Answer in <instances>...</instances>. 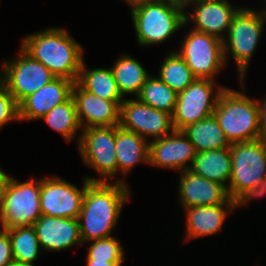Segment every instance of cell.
I'll return each instance as SVG.
<instances>
[{
    "mask_svg": "<svg viewBox=\"0 0 266 266\" xmlns=\"http://www.w3.org/2000/svg\"><path fill=\"white\" fill-rule=\"evenodd\" d=\"M127 183L125 178H121L114 182H90L87 185L77 218L83 244L113 236L111 234L121 211L131 200L132 192Z\"/></svg>",
    "mask_w": 266,
    "mask_h": 266,
    "instance_id": "obj_1",
    "label": "cell"
},
{
    "mask_svg": "<svg viewBox=\"0 0 266 266\" xmlns=\"http://www.w3.org/2000/svg\"><path fill=\"white\" fill-rule=\"evenodd\" d=\"M20 47L56 77L77 82L84 49L66 29L47 27L22 38Z\"/></svg>",
    "mask_w": 266,
    "mask_h": 266,
    "instance_id": "obj_2",
    "label": "cell"
},
{
    "mask_svg": "<svg viewBox=\"0 0 266 266\" xmlns=\"http://www.w3.org/2000/svg\"><path fill=\"white\" fill-rule=\"evenodd\" d=\"M245 80H239L240 90L226 87L213 112L230 144L261 138L256 97L245 92Z\"/></svg>",
    "mask_w": 266,
    "mask_h": 266,
    "instance_id": "obj_3",
    "label": "cell"
},
{
    "mask_svg": "<svg viewBox=\"0 0 266 266\" xmlns=\"http://www.w3.org/2000/svg\"><path fill=\"white\" fill-rule=\"evenodd\" d=\"M131 12L137 44L148 47L169 40L184 27V5L171 0H148Z\"/></svg>",
    "mask_w": 266,
    "mask_h": 266,
    "instance_id": "obj_4",
    "label": "cell"
},
{
    "mask_svg": "<svg viewBox=\"0 0 266 266\" xmlns=\"http://www.w3.org/2000/svg\"><path fill=\"white\" fill-rule=\"evenodd\" d=\"M266 22L260 10L241 7L233 17L223 40L224 59L227 66L230 54L236 65L238 80L246 77L247 69L257 49Z\"/></svg>",
    "mask_w": 266,
    "mask_h": 266,
    "instance_id": "obj_5",
    "label": "cell"
},
{
    "mask_svg": "<svg viewBox=\"0 0 266 266\" xmlns=\"http://www.w3.org/2000/svg\"><path fill=\"white\" fill-rule=\"evenodd\" d=\"M41 178L21 182L11 175L0 199V227L8 229L34 225L40 210Z\"/></svg>",
    "mask_w": 266,
    "mask_h": 266,
    "instance_id": "obj_6",
    "label": "cell"
},
{
    "mask_svg": "<svg viewBox=\"0 0 266 266\" xmlns=\"http://www.w3.org/2000/svg\"><path fill=\"white\" fill-rule=\"evenodd\" d=\"M232 174L227 192L234 200L242 191L264 183L266 178V139L230 145Z\"/></svg>",
    "mask_w": 266,
    "mask_h": 266,
    "instance_id": "obj_7",
    "label": "cell"
},
{
    "mask_svg": "<svg viewBox=\"0 0 266 266\" xmlns=\"http://www.w3.org/2000/svg\"><path fill=\"white\" fill-rule=\"evenodd\" d=\"M77 146L83 163L100 176L99 179L88 176L86 177L87 180L90 182H111L116 178L115 126L82 129Z\"/></svg>",
    "mask_w": 266,
    "mask_h": 266,
    "instance_id": "obj_8",
    "label": "cell"
},
{
    "mask_svg": "<svg viewBox=\"0 0 266 266\" xmlns=\"http://www.w3.org/2000/svg\"><path fill=\"white\" fill-rule=\"evenodd\" d=\"M176 52L186 62L196 79L217 81L216 76L226 67L223 41L192 28Z\"/></svg>",
    "mask_w": 266,
    "mask_h": 266,
    "instance_id": "obj_9",
    "label": "cell"
},
{
    "mask_svg": "<svg viewBox=\"0 0 266 266\" xmlns=\"http://www.w3.org/2000/svg\"><path fill=\"white\" fill-rule=\"evenodd\" d=\"M217 81L195 79L184 91L178 93L172 114L175 130H183L213 114L221 92L226 88Z\"/></svg>",
    "mask_w": 266,
    "mask_h": 266,
    "instance_id": "obj_10",
    "label": "cell"
},
{
    "mask_svg": "<svg viewBox=\"0 0 266 266\" xmlns=\"http://www.w3.org/2000/svg\"><path fill=\"white\" fill-rule=\"evenodd\" d=\"M4 83L19 105L26 97L51 82L56 76L21 47L18 56L3 61Z\"/></svg>",
    "mask_w": 266,
    "mask_h": 266,
    "instance_id": "obj_11",
    "label": "cell"
},
{
    "mask_svg": "<svg viewBox=\"0 0 266 266\" xmlns=\"http://www.w3.org/2000/svg\"><path fill=\"white\" fill-rule=\"evenodd\" d=\"M89 183L90 181L85 177L83 187L79 188L55 175L41 177L40 210L42 215L77 219Z\"/></svg>",
    "mask_w": 266,
    "mask_h": 266,
    "instance_id": "obj_12",
    "label": "cell"
},
{
    "mask_svg": "<svg viewBox=\"0 0 266 266\" xmlns=\"http://www.w3.org/2000/svg\"><path fill=\"white\" fill-rule=\"evenodd\" d=\"M119 126L146 140L163 138L175 130L172 114L144 104L136 97L124 99L121 103Z\"/></svg>",
    "mask_w": 266,
    "mask_h": 266,
    "instance_id": "obj_13",
    "label": "cell"
},
{
    "mask_svg": "<svg viewBox=\"0 0 266 266\" xmlns=\"http://www.w3.org/2000/svg\"><path fill=\"white\" fill-rule=\"evenodd\" d=\"M240 8L232 6L228 0H191L184 5V26L194 24L192 29L223 41L233 17ZM188 9H192V13H189Z\"/></svg>",
    "mask_w": 266,
    "mask_h": 266,
    "instance_id": "obj_14",
    "label": "cell"
},
{
    "mask_svg": "<svg viewBox=\"0 0 266 266\" xmlns=\"http://www.w3.org/2000/svg\"><path fill=\"white\" fill-rule=\"evenodd\" d=\"M196 154L194 145L182 130H174L163 138L149 141V164L153 167L177 172L189 170Z\"/></svg>",
    "mask_w": 266,
    "mask_h": 266,
    "instance_id": "obj_15",
    "label": "cell"
},
{
    "mask_svg": "<svg viewBox=\"0 0 266 266\" xmlns=\"http://www.w3.org/2000/svg\"><path fill=\"white\" fill-rule=\"evenodd\" d=\"M71 97L82 129L87 127L115 126L120 121V105L123 101H109L73 84Z\"/></svg>",
    "mask_w": 266,
    "mask_h": 266,
    "instance_id": "obj_16",
    "label": "cell"
},
{
    "mask_svg": "<svg viewBox=\"0 0 266 266\" xmlns=\"http://www.w3.org/2000/svg\"><path fill=\"white\" fill-rule=\"evenodd\" d=\"M179 200L182 208L234 204L227 188L215 181L193 174L189 170L179 172Z\"/></svg>",
    "mask_w": 266,
    "mask_h": 266,
    "instance_id": "obj_17",
    "label": "cell"
},
{
    "mask_svg": "<svg viewBox=\"0 0 266 266\" xmlns=\"http://www.w3.org/2000/svg\"><path fill=\"white\" fill-rule=\"evenodd\" d=\"M33 226L43 252L66 251L82 245L78 219L41 215Z\"/></svg>",
    "mask_w": 266,
    "mask_h": 266,
    "instance_id": "obj_18",
    "label": "cell"
},
{
    "mask_svg": "<svg viewBox=\"0 0 266 266\" xmlns=\"http://www.w3.org/2000/svg\"><path fill=\"white\" fill-rule=\"evenodd\" d=\"M74 82L56 77L33 94L26 97L19 106V121L39 120L55 106L71 97Z\"/></svg>",
    "mask_w": 266,
    "mask_h": 266,
    "instance_id": "obj_19",
    "label": "cell"
},
{
    "mask_svg": "<svg viewBox=\"0 0 266 266\" xmlns=\"http://www.w3.org/2000/svg\"><path fill=\"white\" fill-rule=\"evenodd\" d=\"M185 242L204 236L216 235L224 226L225 220L235 210L234 204H216L184 208Z\"/></svg>",
    "mask_w": 266,
    "mask_h": 266,
    "instance_id": "obj_20",
    "label": "cell"
},
{
    "mask_svg": "<svg viewBox=\"0 0 266 266\" xmlns=\"http://www.w3.org/2000/svg\"><path fill=\"white\" fill-rule=\"evenodd\" d=\"M115 155L117 175L126 177L139 163L149 165V139L115 125Z\"/></svg>",
    "mask_w": 266,
    "mask_h": 266,
    "instance_id": "obj_21",
    "label": "cell"
},
{
    "mask_svg": "<svg viewBox=\"0 0 266 266\" xmlns=\"http://www.w3.org/2000/svg\"><path fill=\"white\" fill-rule=\"evenodd\" d=\"M189 171L228 188L232 174L230 147L197 153Z\"/></svg>",
    "mask_w": 266,
    "mask_h": 266,
    "instance_id": "obj_22",
    "label": "cell"
},
{
    "mask_svg": "<svg viewBox=\"0 0 266 266\" xmlns=\"http://www.w3.org/2000/svg\"><path fill=\"white\" fill-rule=\"evenodd\" d=\"M182 131L194 145L197 153L227 148L231 145L214 114L188 125Z\"/></svg>",
    "mask_w": 266,
    "mask_h": 266,
    "instance_id": "obj_23",
    "label": "cell"
},
{
    "mask_svg": "<svg viewBox=\"0 0 266 266\" xmlns=\"http://www.w3.org/2000/svg\"><path fill=\"white\" fill-rule=\"evenodd\" d=\"M119 56L110 67L118 89L123 98L125 95L132 94L137 97L150 74L138 60L128 53Z\"/></svg>",
    "mask_w": 266,
    "mask_h": 266,
    "instance_id": "obj_24",
    "label": "cell"
},
{
    "mask_svg": "<svg viewBox=\"0 0 266 266\" xmlns=\"http://www.w3.org/2000/svg\"><path fill=\"white\" fill-rule=\"evenodd\" d=\"M77 83L104 100L123 101L110 67L88 69L83 59Z\"/></svg>",
    "mask_w": 266,
    "mask_h": 266,
    "instance_id": "obj_25",
    "label": "cell"
},
{
    "mask_svg": "<svg viewBox=\"0 0 266 266\" xmlns=\"http://www.w3.org/2000/svg\"><path fill=\"white\" fill-rule=\"evenodd\" d=\"M40 119H43L52 130L59 133L68 142L77 137V144H79L82 128L78 121L75 102L72 97L55 106Z\"/></svg>",
    "mask_w": 266,
    "mask_h": 266,
    "instance_id": "obj_26",
    "label": "cell"
},
{
    "mask_svg": "<svg viewBox=\"0 0 266 266\" xmlns=\"http://www.w3.org/2000/svg\"><path fill=\"white\" fill-rule=\"evenodd\" d=\"M4 230L11 240L14 262L35 266V260L43 251L34 226H18Z\"/></svg>",
    "mask_w": 266,
    "mask_h": 266,
    "instance_id": "obj_27",
    "label": "cell"
},
{
    "mask_svg": "<svg viewBox=\"0 0 266 266\" xmlns=\"http://www.w3.org/2000/svg\"><path fill=\"white\" fill-rule=\"evenodd\" d=\"M168 53L159 67L158 78L178 94L196 78L177 52L173 50Z\"/></svg>",
    "mask_w": 266,
    "mask_h": 266,
    "instance_id": "obj_28",
    "label": "cell"
},
{
    "mask_svg": "<svg viewBox=\"0 0 266 266\" xmlns=\"http://www.w3.org/2000/svg\"><path fill=\"white\" fill-rule=\"evenodd\" d=\"M178 94L158 77L149 76L136 97L157 110L173 114Z\"/></svg>",
    "mask_w": 266,
    "mask_h": 266,
    "instance_id": "obj_29",
    "label": "cell"
},
{
    "mask_svg": "<svg viewBox=\"0 0 266 266\" xmlns=\"http://www.w3.org/2000/svg\"><path fill=\"white\" fill-rule=\"evenodd\" d=\"M86 259H95L101 262H124L125 251L115 236L90 241L87 247Z\"/></svg>",
    "mask_w": 266,
    "mask_h": 266,
    "instance_id": "obj_30",
    "label": "cell"
},
{
    "mask_svg": "<svg viewBox=\"0 0 266 266\" xmlns=\"http://www.w3.org/2000/svg\"><path fill=\"white\" fill-rule=\"evenodd\" d=\"M13 121H19V106L4 85L0 89V130Z\"/></svg>",
    "mask_w": 266,
    "mask_h": 266,
    "instance_id": "obj_31",
    "label": "cell"
},
{
    "mask_svg": "<svg viewBox=\"0 0 266 266\" xmlns=\"http://www.w3.org/2000/svg\"><path fill=\"white\" fill-rule=\"evenodd\" d=\"M266 195V184L261 183L256 187H249L242 191L235 199H234V207L240 208L247 206L250 200L258 199Z\"/></svg>",
    "mask_w": 266,
    "mask_h": 266,
    "instance_id": "obj_32",
    "label": "cell"
},
{
    "mask_svg": "<svg viewBox=\"0 0 266 266\" xmlns=\"http://www.w3.org/2000/svg\"><path fill=\"white\" fill-rule=\"evenodd\" d=\"M14 262L9 234L0 228V266H9Z\"/></svg>",
    "mask_w": 266,
    "mask_h": 266,
    "instance_id": "obj_33",
    "label": "cell"
},
{
    "mask_svg": "<svg viewBox=\"0 0 266 266\" xmlns=\"http://www.w3.org/2000/svg\"><path fill=\"white\" fill-rule=\"evenodd\" d=\"M258 113H259V127L261 138L266 139V97L263 100L257 99Z\"/></svg>",
    "mask_w": 266,
    "mask_h": 266,
    "instance_id": "obj_34",
    "label": "cell"
},
{
    "mask_svg": "<svg viewBox=\"0 0 266 266\" xmlns=\"http://www.w3.org/2000/svg\"><path fill=\"white\" fill-rule=\"evenodd\" d=\"M123 262H101L95 259H86V266H122Z\"/></svg>",
    "mask_w": 266,
    "mask_h": 266,
    "instance_id": "obj_35",
    "label": "cell"
},
{
    "mask_svg": "<svg viewBox=\"0 0 266 266\" xmlns=\"http://www.w3.org/2000/svg\"><path fill=\"white\" fill-rule=\"evenodd\" d=\"M10 175H8L6 172H4L2 170V168L0 167V199H1V195L3 193L6 181L8 180Z\"/></svg>",
    "mask_w": 266,
    "mask_h": 266,
    "instance_id": "obj_36",
    "label": "cell"
},
{
    "mask_svg": "<svg viewBox=\"0 0 266 266\" xmlns=\"http://www.w3.org/2000/svg\"><path fill=\"white\" fill-rule=\"evenodd\" d=\"M123 1H125L129 5L131 11L139 6H142L148 0H123Z\"/></svg>",
    "mask_w": 266,
    "mask_h": 266,
    "instance_id": "obj_37",
    "label": "cell"
},
{
    "mask_svg": "<svg viewBox=\"0 0 266 266\" xmlns=\"http://www.w3.org/2000/svg\"><path fill=\"white\" fill-rule=\"evenodd\" d=\"M5 85L4 83V67L3 64L1 65L0 68V89Z\"/></svg>",
    "mask_w": 266,
    "mask_h": 266,
    "instance_id": "obj_38",
    "label": "cell"
},
{
    "mask_svg": "<svg viewBox=\"0 0 266 266\" xmlns=\"http://www.w3.org/2000/svg\"><path fill=\"white\" fill-rule=\"evenodd\" d=\"M265 8L261 9L260 13L262 15V18L264 19V21L266 22V0H265Z\"/></svg>",
    "mask_w": 266,
    "mask_h": 266,
    "instance_id": "obj_39",
    "label": "cell"
},
{
    "mask_svg": "<svg viewBox=\"0 0 266 266\" xmlns=\"http://www.w3.org/2000/svg\"><path fill=\"white\" fill-rule=\"evenodd\" d=\"M9 266H32V265H26V264L12 262Z\"/></svg>",
    "mask_w": 266,
    "mask_h": 266,
    "instance_id": "obj_40",
    "label": "cell"
},
{
    "mask_svg": "<svg viewBox=\"0 0 266 266\" xmlns=\"http://www.w3.org/2000/svg\"><path fill=\"white\" fill-rule=\"evenodd\" d=\"M171 1L178 2V3L182 4V5H185L188 2V0H171Z\"/></svg>",
    "mask_w": 266,
    "mask_h": 266,
    "instance_id": "obj_41",
    "label": "cell"
}]
</instances>
